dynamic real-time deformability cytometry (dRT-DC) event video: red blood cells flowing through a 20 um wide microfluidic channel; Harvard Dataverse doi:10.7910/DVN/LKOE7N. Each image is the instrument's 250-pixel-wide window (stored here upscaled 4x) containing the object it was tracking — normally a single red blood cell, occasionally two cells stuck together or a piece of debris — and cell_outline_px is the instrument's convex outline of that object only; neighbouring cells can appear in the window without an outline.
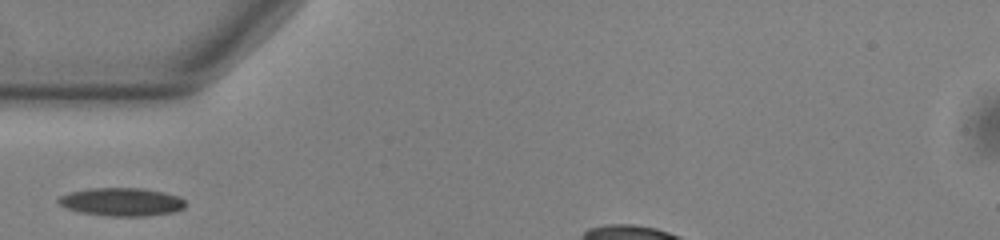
{"species": "common noctule bat (a hibernating species)", "species_latin": "Nyctalus noctula", "temperature_condition": "warm", "stored_images_in_passage": 30, "camera_frame_rate_fps": 3000, "um_per_image_px": 0.085, "animal": {"sex": "male", "body_mass_g": 13.0, "forearm_length_mm": 53.1}, "frame": {"image": 1, "passage_image": 1, "time_ms": 0.0, "image_size_px": [1000, 240], "cell_outline_px": [[184, 208], [172, 212], [144, 216], [112, 216], [80, 212], [64, 208], [56, 200], [60, 196], [68, 192], [88, 188], [140, 188], [164, 192], [180, 196], [184, 200]], "centroid_in_image_um": [10.3, 17.15], "position_along_channel_um": 74.7, "area_um2": 20.87}}
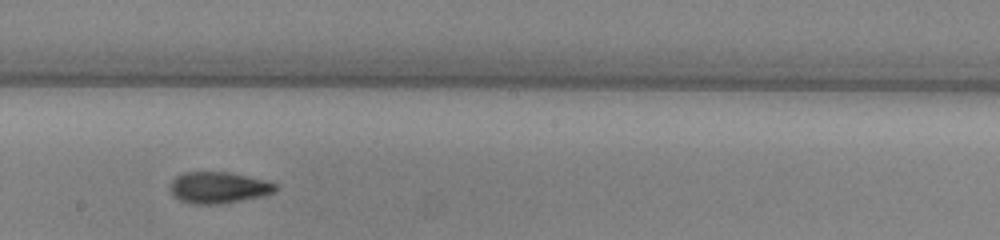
{"frame": {"image": 2, "passage_image": 13, "time_ms": 4.0, "image_size_px": [1000, 240], "cell_outline_px": [[276, 192], [260, 196], [224, 204], [188, 204], [172, 196], [172, 180], [176, 176], [184, 172], [228, 172], [264, 180], [276, 184]], "centroid_in_image_um": [18.55, 15.96], "position_along_channel_um": 229.6, "area_um2": 19.19}}
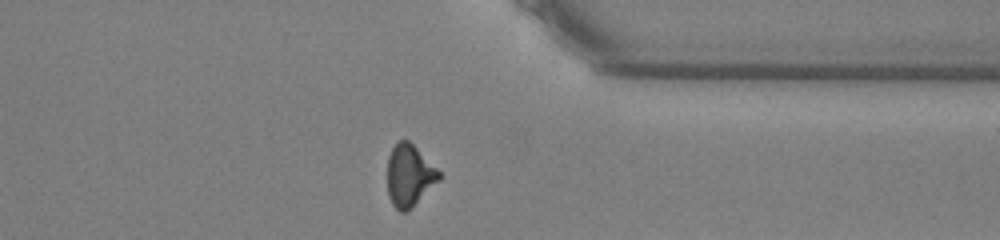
{"frame": {"image": 3, "passage_image": 25, "time_ms": 8.0, "image_size_px": [1000, 240], "cell_outline_px": [[440, 180], [412, 208], [404, 212], [400, 212], [392, 204], [388, 196], [388, 156], [392, 148], [400, 140], [408, 140], [440, 172]], "centroid_in_image_um": [34.79, 14.95], "position_along_channel_um": 376.6, "area_um2": 18.44}}